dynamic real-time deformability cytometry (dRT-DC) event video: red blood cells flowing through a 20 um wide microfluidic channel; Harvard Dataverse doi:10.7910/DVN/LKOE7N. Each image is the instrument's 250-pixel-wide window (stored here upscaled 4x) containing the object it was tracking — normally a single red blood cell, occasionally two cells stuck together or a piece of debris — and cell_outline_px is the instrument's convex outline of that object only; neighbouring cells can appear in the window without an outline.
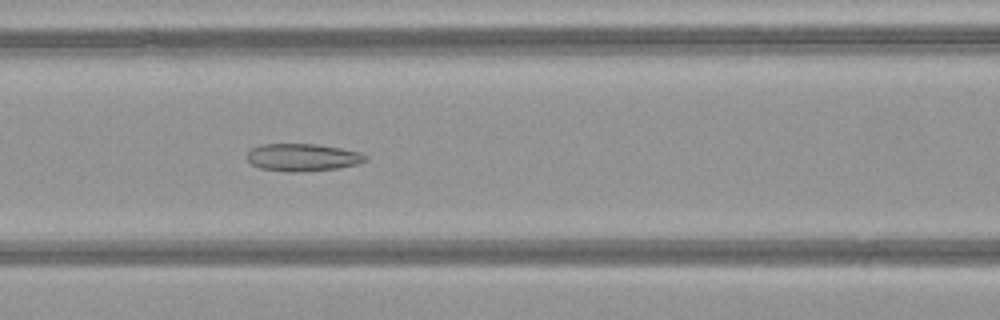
{"species": "common noctule bat (a hibernating species)", "species_latin": "Nyctalus noctula", "temperature_condition": "warm", "stored_images_in_passage": 44, "camera_frame_rate_fps": 3000, "um_per_image_px": 0.085, "animal": {"sex": "female", "body_mass_g": 21.9}, "frame": {"image": 1, "passage_image": 16, "time_ms": 5.0, "image_size_px": [1000, 320], "cell_outline_px": [[368, 160], [356, 164], [340, 168], [300, 172], [288, 172], [260, 168], [252, 164], [248, 160], [248, 152], [252, 148], [260, 144], [316, 144], [340, 148], [360, 152], [368, 156]], "centroid_in_image_um": [25.74, 13.38], "position_along_channel_um": 140.9, "area_um2": 19.02}}
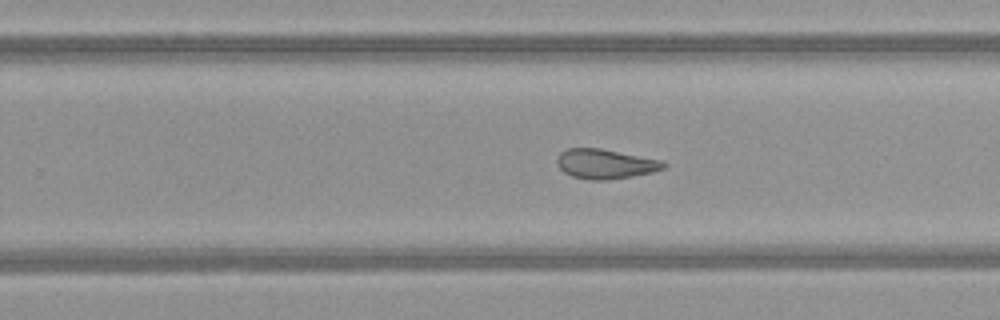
{"frame": {"image": 2, "passage_image": 26, "time_ms": 8.333, "image_size_px": [1000, 320], "cell_outline_px": [[668, 164], [664, 168], [652, 172], [632, 176], [608, 180], [588, 180], [572, 176], [564, 172], [556, 164], [556, 160], [560, 152], [568, 148], [600, 148], [660, 160]], "centroid_in_image_um": [51.42, 13.93], "position_along_channel_um": 278.4, "area_um2": 18.38}}
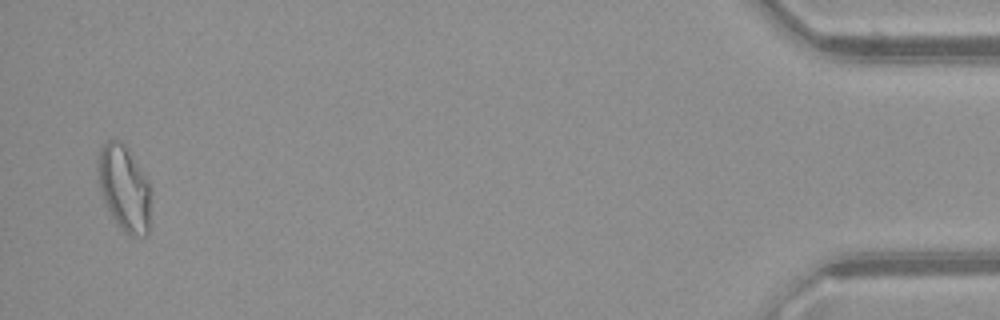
{"frame": {"image": 3, "passage_image": 43, "time_ms": 14.0, "image_size_px": [1000, 320], "cell_outline_px": [[152, 200], [148, 236], [128, 236], [116, 224], [104, 204], [100, 188], [96, 168], [96, 160], [100, 148], [108, 140], [120, 140], [128, 148], [152, 184]], "centroid_in_image_um": [10.59, 16.02], "position_along_channel_um": 424.6, "area_um2": 27.69}, "authors_computed_cell_mechanics": {"area_um2": 20.7502, "velocity_mm_per_s": 4.1304, "shape_relaxation_time_tau1_ms": null, "shape_relaxation_time_tau2_ms": 2.0041, "deformation_change_tau1": null, "deformation_change_tau2": 0.083}}